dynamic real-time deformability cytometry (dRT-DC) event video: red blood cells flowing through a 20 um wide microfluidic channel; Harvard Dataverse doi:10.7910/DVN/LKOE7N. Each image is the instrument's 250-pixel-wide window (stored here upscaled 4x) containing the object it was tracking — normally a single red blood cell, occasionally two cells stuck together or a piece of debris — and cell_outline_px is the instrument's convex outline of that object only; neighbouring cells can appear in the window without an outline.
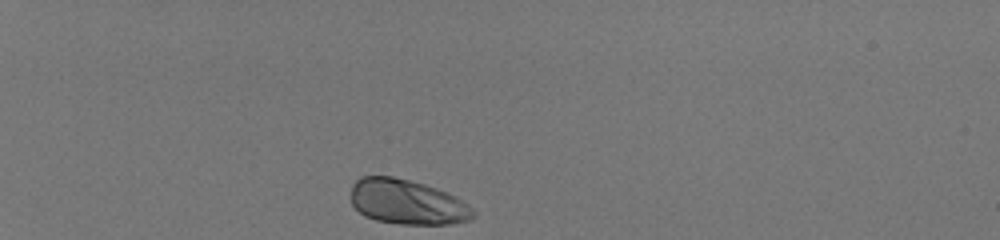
{"species": "human", "species_latin": "Homo sapiens", "temperature_condition": "room temperature", "stored_images_in_passage": 29, "camera_frame_rate_fps": 3000, "um_per_image_px": 0.085, "donor": {"sex": "male"}, "frame": {"image": 1, "passage_image": 1, "time_ms": 0.0, "image_size_px": [1000, 240], "cell_outline_px": [[476, 216], [472, 220], [448, 224], [400, 224], [376, 220], [364, 216], [352, 204], [352, 184], [360, 176], [392, 176], [424, 184], [448, 192], [472, 208], [476, 212]], "centroid_in_image_um": [34.62, 17.18], "position_along_channel_um": 50.4, "area_um2": 32.02}}
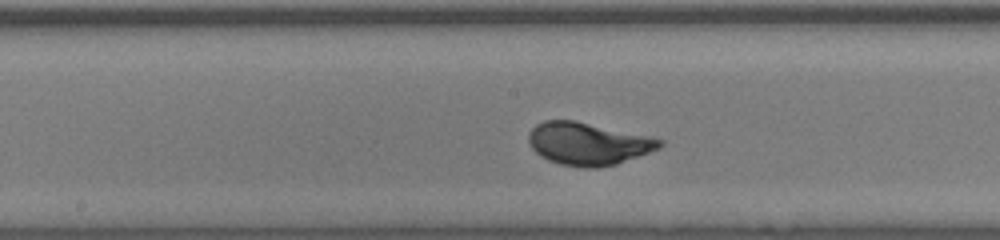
{"frame": {"image": 2, "passage_image": 17, "time_ms": 5.333, "image_size_px": [1000, 240], "cell_outline_px": [[664, 144], [660, 148], [616, 164], [596, 168], [584, 168], [560, 164], [548, 160], [540, 156], [532, 148], [528, 140], [528, 132], [536, 124], [544, 120], [576, 120], [664, 140]], "centroid_in_image_um": [49.95, 12.21], "position_along_channel_um": 198.2, "area_um2": 32.43}}
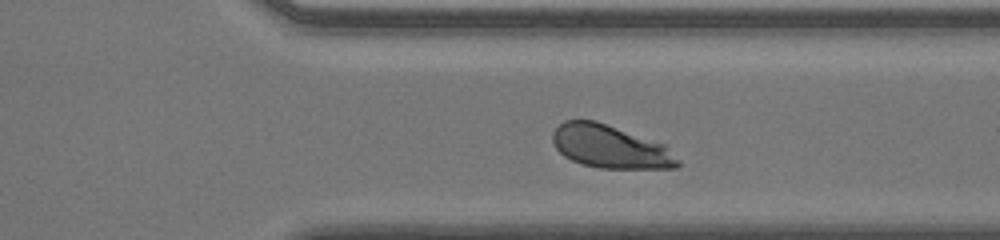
{"frame": {"image": 3, "passage_image": 29, "time_ms": 9.333, "image_size_px": [1000, 240], "cell_outline_px": [[680, 164], [676, 168], [600, 168], [584, 164], [572, 160], [564, 156], [556, 148], [552, 140], [552, 132], [564, 120], [596, 120], [664, 144], [680, 160]], "centroid_in_image_um": [51.87, 12.46], "position_along_channel_um": 359.5, "area_um2": 31.27}}